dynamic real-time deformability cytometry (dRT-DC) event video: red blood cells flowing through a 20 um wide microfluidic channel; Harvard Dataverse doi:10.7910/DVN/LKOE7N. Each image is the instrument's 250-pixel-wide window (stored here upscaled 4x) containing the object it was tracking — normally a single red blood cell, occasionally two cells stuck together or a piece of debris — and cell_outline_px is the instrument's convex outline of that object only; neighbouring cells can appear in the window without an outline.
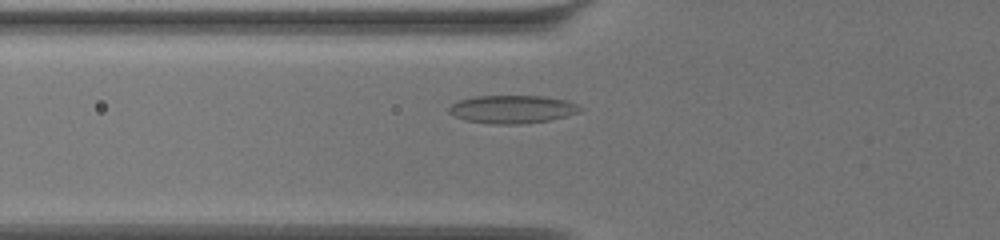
{"species": "common noctule bat (a hibernating species)", "species_latin": "Nyctalus noctula", "temperature_condition": "warm", "stored_images_in_passage": 53, "camera_frame_rate_fps": 3000, "um_per_image_px": 0.085, "animal": {"sex": "female", "body_mass_g": 19.5, "forearm_length_mm": 54.1}, "frame": {"image": 1, "passage_image": 15, "time_ms": 4.667, "image_size_px": [1000, 240], "cell_outline_px": [[584, 108], [580, 112], [552, 120], [520, 124], [492, 124], [464, 120], [448, 112], [448, 108], [452, 104], [460, 100], [472, 96], [540, 96], [568, 100]], "centroid_in_image_um": [43.57, 9.29], "position_along_channel_um": 82.2, "area_um2": 21.56}}
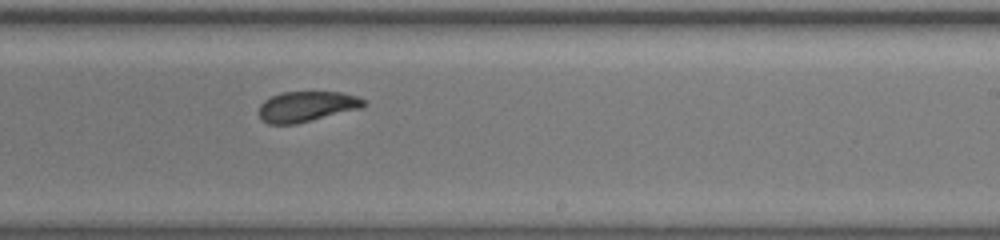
{"frame": {"image": 2, "passage_image": 31, "time_ms": 10.0, "image_size_px": [1000, 240], "cell_outline_px": [[368, 104], [364, 108], [296, 124], [268, 124], [260, 116], [260, 104], [264, 100], [280, 92], [340, 92], [356, 96], [368, 100]], "centroid_in_image_um": [26.14, 9.05], "position_along_channel_um": 262.9, "area_um2": 18.79}}
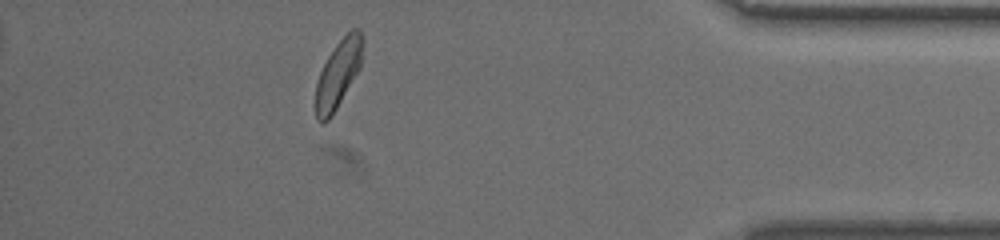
{"frame": {"image": 3, "passage_image": 47, "time_ms": 15.333, "image_size_px": [1000, 240], "cell_outline_px": [[364, 44], [360, 68], [336, 108], [328, 120], [320, 120], [316, 116], [316, 84], [320, 72], [328, 56], [336, 44], [352, 28], [360, 28], [364, 40]], "centroid_in_image_um": [28.79, 6.19], "position_along_channel_um": 406.4, "area_um2": 18.21}, "authors_computed_cell_mechanics": {"area_um2": 19.4208, "velocity_mm_per_s": 3.3836, "shape_relaxation_time_tau1_ms": 4.4175, "shape_relaxation_time_tau2_ms": 1.8599, "deformation_change_tau1": 0.107, "deformation_change_tau2": 0.0662}}